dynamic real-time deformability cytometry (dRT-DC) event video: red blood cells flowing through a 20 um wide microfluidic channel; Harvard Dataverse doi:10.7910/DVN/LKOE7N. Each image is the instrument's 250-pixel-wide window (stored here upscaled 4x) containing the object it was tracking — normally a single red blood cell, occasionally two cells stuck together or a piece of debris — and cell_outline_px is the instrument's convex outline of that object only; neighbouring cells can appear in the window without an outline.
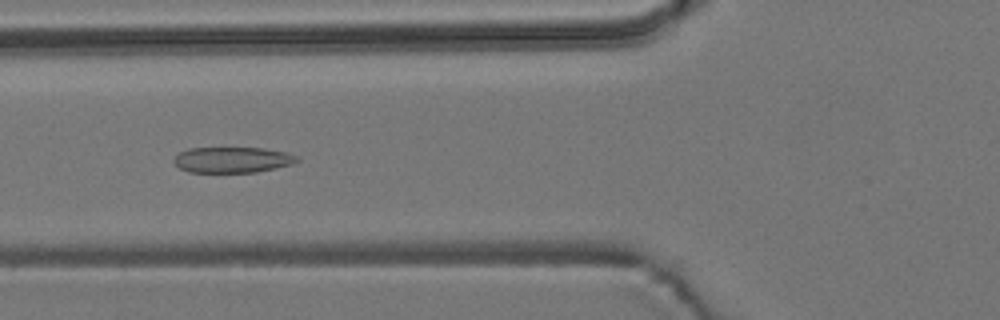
{"species": "common noctule bat (a hibernating species)", "species_latin": "Nyctalus noctula", "temperature_condition": "room temperature", "stored_images_in_passage": 55, "camera_frame_rate_fps": 3000, "um_per_image_px": 0.085, "animal": {"sex": "male", "body_mass_g": 19.2, "forearm_length_mm": 51.8}, "frame": {"image": 1, "passage_image": 20, "time_ms": 6.333, "image_size_px": [1000, 320], "cell_outline_px": [[300, 160], [292, 164], [276, 168], [256, 172], [188, 172], [180, 168], [172, 160], [180, 152], [188, 148], [264, 148], [284, 152], [296, 156]], "centroid_in_image_um": [19.74, 13.58], "position_along_channel_um": 106.1, "area_um2": 18.38}}
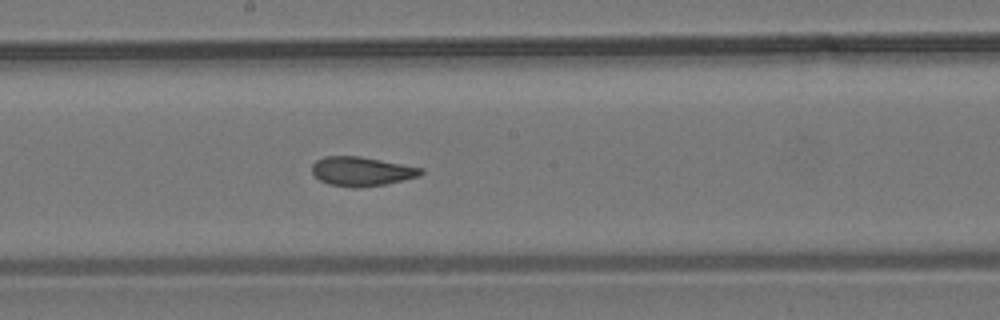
{"frame": {"image": 2, "passage_image": 29, "time_ms": 9.333, "image_size_px": [1000, 320], "cell_outline_px": [[424, 172], [420, 176], [384, 184], [356, 188], [352, 188], [328, 184], [320, 180], [312, 172], [312, 164], [316, 160], [324, 156], [360, 156], [424, 168]], "centroid_in_image_um": [30.73, 14.56], "position_along_channel_um": 217.5, "area_um2": 18.55}}
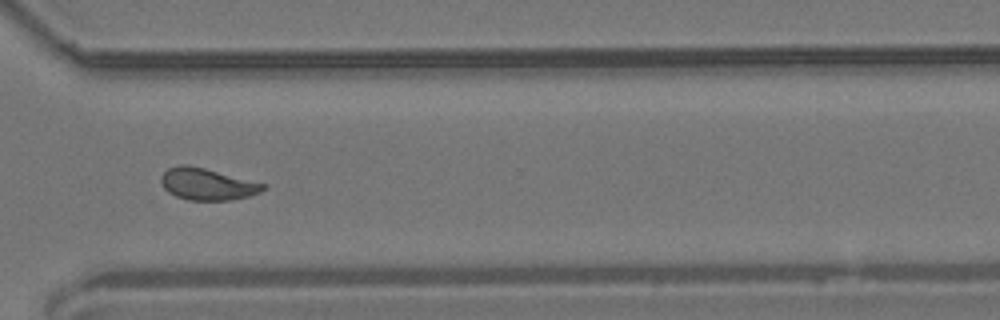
{"frame": {"image": 3, "passage_image": 40, "time_ms": 13.0, "image_size_px": [1000, 320], "cell_outline_px": [[268, 188], [260, 192], [248, 196], [232, 200], [188, 200], [176, 196], [168, 192], [160, 184], [160, 176], [168, 168], [180, 164], [188, 164], [268, 184]], "centroid_in_image_um": [17.62, 15.65], "position_along_channel_um": 353.0, "area_um2": 19.13}}